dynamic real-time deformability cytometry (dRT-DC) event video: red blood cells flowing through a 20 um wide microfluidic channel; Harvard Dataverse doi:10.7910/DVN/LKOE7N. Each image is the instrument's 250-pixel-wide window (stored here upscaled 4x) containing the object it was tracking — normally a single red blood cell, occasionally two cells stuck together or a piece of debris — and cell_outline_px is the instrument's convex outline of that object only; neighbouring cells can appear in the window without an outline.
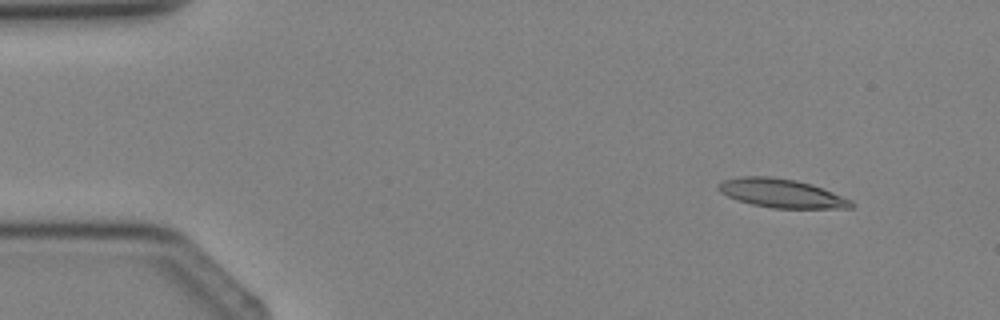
{"species": "Egyptian fruit bat (a non-hibernating species)", "species_latin": "Rousettus aegyptiacus", "temperature_condition": "cold", "stored_images_in_passage": 2, "camera_frame_rate_fps": 3000, "um_per_image_px": 0.085, "animal": {"sex": "female"}, "frame": {"image": 1, "passage_image": 1, "time_ms": 0.0, "image_size_px": [1000, 320], "cell_outline_px": [[856, 204], [852, 208], [772, 208], [752, 204], [736, 200], [720, 192], [716, 188], [724, 180], [740, 176], [772, 176], [796, 180], [832, 192], [852, 200]], "centroid_in_image_um": [66.41, 16.43], "position_along_channel_um": 18.6, "area_um2": 22.14}}